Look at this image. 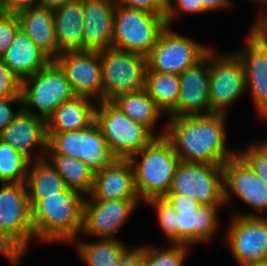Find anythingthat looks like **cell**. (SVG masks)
Wrapping results in <instances>:
<instances>
[{"label": "cell", "mask_w": 267, "mask_h": 266, "mask_svg": "<svg viewBox=\"0 0 267 266\" xmlns=\"http://www.w3.org/2000/svg\"><path fill=\"white\" fill-rule=\"evenodd\" d=\"M254 173L267 184V153L259 144H249L247 149L237 152Z\"/></svg>", "instance_id": "35"}, {"label": "cell", "mask_w": 267, "mask_h": 266, "mask_svg": "<svg viewBox=\"0 0 267 266\" xmlns=\"http://www.w3.org/2000/svg\"><path fill=\"white\" fill-rule=\"evenodd\" d=\"M232 217L224 237L238 265L267 259V217Z\"/></svg>", "instance_id": "14"}, {"label": "cell", "mask_w": 267, "mask_h": 266, "mask_svg": "<svg viewBox=\"0 0 267 266\" xmlns=\"http://www.w3.org/2000/svg\"><path fill=\"white\" fill-rule=\"evenodd\" d=\"M92 102V98L77 95L63 102L46 120L47 133H62L89 127L95 122L97 103Z\"/></svg>", "instance_id": "25"}, {"label": "cell", "mask_w": 267, "mask_h": 266, "mask_svg": "<svg viewBox=\"0 0 267 266\" xmlns=\"http://www.w3.org/2000/svg\"><path fill=\"white\" fill-rule=\"evenodd\" d=\"M255 1H259V2H261L262 4H266V5H267V0H255Z\"/></svg>", "instance_id": "51"}, {"label": "cell", "mask_w": 267, "mask_h": 266, "mask_svg": "<svg viewBox=\"0 0 267 266\" xmlns=\"http://www.w3.org/2000/svg\"><path fill=\"white\" fill-rule=\"evenodd\" d=\"M18 105V110L12 111L10 105ZM22 109L21 96H0V132L5 129L15 118L18 112ZM15 112V113H14Z\"/></svg>", "instance_id": "41"}, {"label": "cell", "mask_w": 267, "mask_h": 266, "mask_svg": "<svg viewBox=\"0 0 267 266\" xmlns=\"http://www.w3.org/2000/svg\"><path fill=\"white\" fill-rule=\"evenodd\" d=\"M165 198L176 212H196L201 203L189 196L179 194H167Z\"/></svg>", "instance_id": "42"}, {"label": "cell", "mask_w": 267, "mask_h": 266, "mask_svg": "<svg viewBox=\"0 0 267 266\" xmlns=\"http://www.w3.org/2000/svg\"><path fill=\"white\" fill-rule=\"evenodd\" d=\"M137 156L141 159L136 160ZM128 160L132 165L135 187L141 201L165 197L170 192L180 159L165 136L155 137Z\"/></svg>", "instance_id": "3"}, {"label": "cell", "mask_w": 267, "mask_h": 266, "mask_svg": "<svg viewBox=\"0 0 267 266\" xmlns=\"http://www.w3.org/2000/svg\"><path fill=\"white\" fill-rule=\"evenodd\" d=\"M69 1L70 0H32V4L54 12Z\"/></svg>", "instance_id": "45"}, {"label": "cell", "mask_w": 267, "mask_h": 266, "mask_svg": "<svg viewBox=\"0 0 267 266\" xmlns=\"http://www.w3.org/2000/svg\"><path fill=\"white\" fill-rule=\"evenodd\" d=\"M95 122L111 153L118 159H128L156 137L147 127L125 115L111 101L97 102Z\"/></svg>", "instance_id": "4"}, {"label": "cell", "mask_w": 267, "mask_h": 266, "mask_svg": "<svg viewBox=\"0 0 267 266\" xmlns=\"http://www.w3.org/2000/svg\"><path fill=\"white\" fill-rule=\"evenodd\" d=\"M22 81L0 59V96H21Z\"/></svg>", "instance_id": "39"}, {"label": "cell", "mask_w": 267, "mask_h": 266, "mask_svg": "<svg viewBox=\"0 0 267 266\" xmlns=\"http://www.w3.org/2000/svg\"><path fill=\"white\" fill-rule=\"evenodd\" d=\"M224 172V202L230 201L232 193L257 214L238 213L241 217H265L267 212V184L259 178L247 163L237 154L223 165ZM262 213V214H261ZM266 217H267V213Z\"/></svg>", "instance_id": "12"}, {"label": "cell", "mask_w": 267, "mask_h": 266, "mask_svg": "<svg viewBox=\"0 0 267 266\" xmlns=\"http://www.w3.org/2000/svg\"><path fill=\"white\" fill-rule=\"evenodd\" d=\"M180 94L169 117L211 114L209 101V51L196 65L180 75Z\"/></svg>", "instance_id": "17"}, {"label": "cell", "mask_w": 267, "mask_h": 266, "mask_svg": "<svg viewBox=\"0 0 267 266\" xmlns=\"http://www.w3.org/2000/svg\"><path fill=\"white\" fill-rule=\"evenodd\" d=\"M54 61L63 70L75 95L103 101L102 67L98 51L61 52Z\"/></svg>", "instance_id": "13"}, {"label": "cell", "mask_w": 267, "mask_h": 266, "mask_svg": "<svg viewBox=\"0 0 267 266\" xmlns=\"http://www.w3.org/2000/svg\"><path fill=\"white\" fill-rule=\"evenodd\" d=\"M235 54L242 63L246 89L251 91L257 113L267 121V43L250 31L245 49Z\"/></svg>", "instance_id": "18"}, {"label": "cell", "mask_w": 267, "mask_h": 266, "mask_svg": "<svg viewBox=\"0 0 267 266\" xmlns=\"http://www.w3.org/2000/svg\"><path fill=\"white\" fill-rule=\"evenodd\" d=\"M267 153V141H264L262 143H258Z\"/></svg>", "instance_id": "50"}, {"label": "cell", "mask_w": 267, "mask_h": 266, "mask_svg": "<svg viewBox=\"0 0 267 266\" xmlns=\"http://www.w3.org/2000/svg\"><path fill=\"white\" fill-rule=\"evenodd\" d=\"M257 17L250 31H252L260 40L267 43V13L265 17Z\"/></svg>", "instance_id": "44"}, {"label": "cell", "mask_w": 267, "mask_h": 266, "mask_svg": "<svg viewBox=\"0 0 267 266\" xmlns=\"http://www.w3.org/2000/svg\"><path fill=\"white\" fill-rule=\"evenodd\" d=\"M78 253L87 266H118L129 250L119 239H100L96 242L80 241Z\"/></svg>", "instance_id": "31"}, {"label": "cell", "mask_w": 267, "mask_h": 266, "mask_svg": "<svg viewBox=\"0 0 267 266\" xmlns=\"http://www.w3.org/2000/svg\"><path fill=\"white\" fill-rule=\"evenodd\" d=\"M98 52L102 67L103 101L145 88L147 56L113 47Z\"/></svg>", "instance_id": "8"}, {"label": "cell", "mask_w": 267, "mask_h": 266, "mask_svg": "<svg viewBox=\"0 0 267 266\" xmlns=\"http://www.w3.org/2000/svg\"><path fill=\"white\" fill-rule=\"evenodd\" d=\"M8 9L5 7L3 0H0V17L3 16Z\"/></svg>", "instance_id": "49"}, {"label": "cell", "mask_w": 267, "mask_h": 266, "mask_svg": "<svg viewBox=\"0 0 267 266\" xmlns=\"http://www.w3.org/2000/svg\"><path fill=\"white\" fill-rule=\"evenodd\" d=\"M165 137L182 162L223 166L237 155L226 148V114L169 117Z\"/></svg>", "instance_id": "1"}, {"label": "cell", "mask_w": 267, "mask_h": 266, "mask_svg": "<svg viewBox=\"0 0 267 266\" xmlns=\"http://www.w3.org/2000/svg\"><path fill=\"white\" fill-rule=\"evenodd\" d=\"M239 266H267V259L252 261Z\"/></svg>", "instance_id": "48"}, {"label": "cell", "mask_w": 267, "mask_h": 266, "mask_svg": "<svg viewBox=\"0 0 267 266\" xmlns=\"http://www.w3.org/2000/svg\"><path fill=\"white\" fill-rule=\"evenodd\" d=\"M20 28L52 60L57 57L53 11L29 4L16 10Z\"/></svg>", "instance_id": "23"}, {"label": "cell", "mask_w": 267, "mask_h": 266, "mask_svg": "<svg viewBox=\"0 0 267 266\" xmlns=\"http://www.w3.org/2000/svg\"><path fill=\"white\" fill-rule=\"evenodd\" d=\"M76 96L60 66L52 60L43 69L22 81V108L47 120L54 110ZM36 107L38 111L31 108Z\"/></svg>", "instance_id": "6"}, {"label": "cell", "mask_w": 267, "mask_h": 266, "mask_svg": "<svg viewBox=\"0 0 267 266\" xmlns=\"http://www.w3.org/2000/svg\"><path fill=\"white\" fill-rule=\"evenodd\" d=\"M91 199L85 200H124L140 199L134 182L132 165L128 159L116 158L109 166L94 174Z\"/></svg>", "instance_id": "20"}, {"label": "cell", "mask_w": 267, "mask_h": 266, "mask_svg": "<svg viewBox=\"0 0 267 266\" xmlns=\"http://www.w3.org/2000/svg\"><path fill=\"white\" fill-rule=\"evenodd\" d=\"M20 29V22L15 11L8 10L0 17V57L12 43Z\"/></svg>", "instance_id": "37"}, {"label": "cell", "mask_w": 267, "mask_h": 266, "mask_svg": "<svg viewBox=\"0 0 267 266\" xmlns=\"http://www.w3.org/2000/svg\"><path fill=\"white\" fill-rule=\"evenodd\" d=\"M220 205L201 204L196 212H177L179 244L193 246L210 241L219 230L218 207Z\"/></svg>", "instance_id": "26"}, {"label": "cell", "mask_w": 267, "mask_h": 266, "mask_svg": "<svg viewBox=\"0 0 267 266\" xmlns=\"http://www.w3.org/2000/svg\"><path fill=\"white\" fill-rule=\"evenodd\" d=\"M157 106L169 114L177 105L180 94L179 75L146 71L145 88Z\"/></svg>", "instance_id": "30"}, {"label": "cell", "mask_w": 267, "mask_h": 266, "mask_svg": "<svg viewBox=\"0 0 267 266\" xmlns=\"http://www.w3.org/2000/svg\"><path fill=\"white\" fill-rule=\"evenodd\" d=\"M118 266H143V249L130 248L122 257Z\"/></svg>", "instance_id": "43"}, {"label": "cell", "mask_w": 267, "mask_h": 266, "mask_svg": "<svg viewBox=\"0 0 267 266\" xmlns=\"http://www.w3.org/2000/svg\"><path fill=\"white\" fill-rule=\"evenodd\" d=\"M111 102L132 120L147 127L156 137L165 136L166 128L160 134L159 132L153 131L156 129V124L162 116L163 111L157 106L145 89L119 94Z\"/></svg>", "instance_id": "27"}, {"label": "cell", "mask_w": 267, "mask_h": 266, "mask_svg": "<svg viewBox=\"0 0 267 266\" xmlns=\"http://www.w3.org/2000/svg\"><path fill=\"white\" fill-rule=\"evenodd\" d=\"M166 26L165 15L116 5L112 47L147 56Z\"/></svg>", "instance_id": "5"}, {"label": "cell", "mask_w": 267, "mask_h": 266, "mask_svg": "<svg viewBox=\"0 0 267 266\" xmlns=\"http://www.w3.org/2000/svg\"><path fill=\"white\" fill-rule=\"evenodd\" d=\"M209 101L211 113L226 114L228 107L246 89L244 69L240 58L233 53L218 56L209 50Z\"/></svg>", "instance_id": "11"}, {"label": "cell", "mask_w": 267, "mask_h": 266, "mask_svg": "<svg viewBox=\"0 0 267 266\" xmlns=\"http://www.w3.org/2000/svg\"><path fill=\"white\" fill-rule=\"evenodd\" d=\"M0 140L23 153L31 161L32 150L40 146L43 155L37 156L35 160L44 159L48 149L46 120L22 108L14 120L0 132Z\"/></svg>", "instance_id": "19"}, {"label": "cell", "mask_w": 267, "mask_h": 266, "mask_svg": "<svg viewBox=\"0 0 267 266\" xmlns=\"http://www.w3.org/2000/svg\"><path fill=\"white\" fill-rule=\"evenodd\" d=\"M140 199L84 200L81 233L98 239H113L115 233L128 220Z\"/></svg>", "instance_id": "16"}, {"label": "cell", "mask_w": 267, "mask_h": 266, "mask_svg": "<svg viewBox=\"0 0 267 266\" xmlns=\"http://www.w3.org/2000/svg\"><path fill=\"white\" fill-rule=\"evenodd\" d=\"M117 6L140 9L152 14L165 15L166 0H113Z\"/></svg>", "instance_id": "40"}, {"label": "cell", "mask_w": 267, "mask_h": 266, "mask_svg": "<svg viewBox=\"0 0 267 266\" xmlns=\"http://www.w3.org/2000/svg\"><path fill=\"white\" fill-rule=\"evenodd\" d=\"M155 207L159 227L171 243L179 244L178 213L165 197H156L146 201Z\"/></svg>", "instance_id": "34"}, {"label": "cell", "mask_w": 267, "mask_h": 266, "mask_svg": "<svg viewBox=\"0 0 267 266\" xmlns=\"http://www.w3.org/2000/svg\"><path fill=\"white\" fill-rule=\"evenodd\" d=\"M166 0L165 21L167 26H171L178 14H198L206 12L200 0Z\"/></svg>", "instance_id": "36"}, {"label": "cell", "mask_w": 267, "mask_h": 266, "mask_svg": "<svg viewBox=\"0 0 267 266\" xmlns=\"http://www.w3.org/2000/svg\"><path fill=\"white\" fill-rule=\"evenodd\" d=\"M72 189L29 201L37 241L73 243L82 231L85 197Z\"/></svg>", "instance_id": "2"}, {"label": "cell", "mask_w": 267, "mask_h": 266, "mask_svg": "<svg viewBox=\"0 0 267 266\" xmlns=\"http://www.w3.org/2000/svg\"><path fill=\"white\" fill-rule=\"evenodd\" d=\"M168 194L189 196L205 205H225L223 166L180 161Z\"/></svg>", "instance_id": "9"}, {"label": "cell", "mask_w": 267, "mask_h": 266, "mask_svg": "<svg viewBox=\"0 0 267 266\" xmlns=\"http://www.w3.org/2000/svg\"><path fill=\"white\" fill-rule=\"evenodd\" d=\"M200 2L203 3L206 12L229 7L228 5L231 4L229 0H200Z\"/></svg>", "instance_id": "46"}, {"label": "cell", "mask_w": 267, "mask_h": 266, "mask_svg": "<svg viewBox=\"0 0 267 266\" xmlns=\"http://www.w3.org/2000/svg\"><path fill=\"white\" fill-rule=\"evenodd\" d=\"M47 137L46 155H66L80 159L94 173L103 170L116 159L96 122L85 129L47 133Z\"/></svg>", "instance_id": "7"}, {"label": "cell", "mask_w": 267, "mask_h": 266, "mask_svg": "<svg viewBox=\"0 0 267 266\" xmlns=\"http://www.w3.org/2000/svg\"><path fill=\"white\" fill-rule=\"evenodd\" d=\"M143 249V266H183L188 248L185 244L171 243L169 247L140 246Z\"/></svg>", "instance_id": "33"}, {"label": "cell", "mask_w": 267, "mask_h": 266, "mask_svg": "<svg viewBox=\"0 0 267 266\" xmlns=\"http://www.w3.org/2000/svg\"><path fill=\"white\" fill-rule=\"evenodd\" d=\"M210 49L166 26L147 55L146 71L180 75L201 61Z\"/></svg>", "instance_id": "10"}, {"label": "cell", "mask_w": 267, "mask_h": 266, "mask_svg": "<svg viewBox=\"0 0 267 266\" xmlns=\"http://www.w3.org/2000/svg\"><path fill=\"white\" fill-rule=\"evenodd\" d=\"M33 161L26 177L29 201H40L45 196L57 195L68 189L62 176L47 158Z\"/></svg>", "instance_id": "28"}, {"label": "cell", "mask_w": 267, "mask_h": 266, "mask_svg": "<svg viewBox=\"0 0 267 266\" xmlns=\"http://www.w3.org/2000/svg\"><path fill=\"white\" fill-rule=\"evenodd\" d=\"M0 59L21 81L52 61L21 28Z\"/></svg>", "instance_id": "22"}, {"label": "cell", "mask_w": 267, "mask_h": 266, "mask_svg": "<svg viewBox=\"0 0 267 266\" xmlns=\"http://www.w3.org/2000/svg\"><path fill=\"white\" fill-rule=\"evenodd\" d=\"M25 250L3 227L0 221V254L8 258L13 266H18Z\"/></svg>", "instance_id": "38"}, {"label": "cell", "mask_w": 267, "mask_h": 266, "mask_svg": "<svg viewBox=\"0 0 267 266\" xmlns=\"http://www.w3.org/2000/svg\"><path fill=\"white\" fill-rule=\"evenodd\" d=\"M0 221L26 250L35 238L26 183L5 182L0 187Z\"/></svg>", "instance_id": "15"}, {"label": "cell", "mask_w": 267, "mask_h": 266, "mask_svg": "<svg viewBox=\"0 0 267 266\" xmlns=\"http://www.w3.org/2000/svg\"><path fill=\"white\" fill-rule=\"evenodd\" d=\"M32 161L23 153L0 140V181L2 183H26Z\"/></svg>", "instance_id": "32"}, {"label": "cell", "mask_w": 267, "mask_h": 266, "mask_svg": "<svg viewBox=\"0 0 267 266\" xmlns=\"http://www.w3.org/2000/svg\"><path fill=\"white\" fill-rule=\"evenodd\" d=\"M3 3L8 10L14 11L22 6L31 4L32 0H3Z\"/></svg>", "instance_id": "47"}, {"label": "cell", "mask_w": 267, "mask_h": 266, "mask_svg": "<svg viewBox=\"0 0 267 266\" xmlns=\"http://www.w3.org/2000/svg\"><path fill=\"white\" fill-rule=\"evenodd\" d=\"M62 176L68 189L89 195L93 186L94 172L80 159L66 155H46Z\"/></svg>", "instance_id": "29"}, {"label": "cell", "mask_w": 267, "mask_h": 266, "mask_svg": "<svg viewBox=\"0 0 267 266\" xmlns=\"http://www.w3.org/2000/svg\"><path fill=\"white\" fill-rule=\"evenodd\" d=\"M115 7L113 0H83V50L112 47Z\"/></svg>", "instance_id": "21"}, {"label": "cell", "mask_w": 267, "mask_h": 266, "mask_svg": "<svg viewBox=\"0 0 267 266\" xmlns=\"http://www.w3.org/2000/svg\"><path fill=\"white\" fill-rule=\"evenodd\" d=\"M83 0H70L53 12L57 56L64 51L83 50Z\"/></svg>", "instance_id": "24"}]
</instances>
